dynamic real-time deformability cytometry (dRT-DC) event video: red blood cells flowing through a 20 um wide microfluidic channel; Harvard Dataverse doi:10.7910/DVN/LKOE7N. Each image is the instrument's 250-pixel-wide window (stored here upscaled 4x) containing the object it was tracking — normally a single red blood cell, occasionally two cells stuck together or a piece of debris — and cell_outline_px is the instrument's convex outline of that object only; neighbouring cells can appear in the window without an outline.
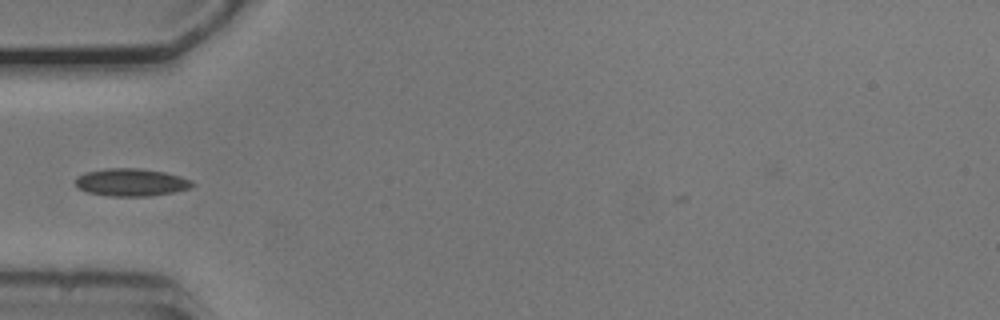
{"species": "common noctule bat (a hibernating species)", "species_latin": "Nyctalus noctula", "temperature_condition": "cold", "stored_images_in_passage": 32, "camera_frame_rate_fps": 3000, "um_per_image_px": 0.085, "animal": {"sex": "male", "body_mass_g": 20.5, "forearm_length_mm": 52.5}, "frame": {"image": 1, "passage_image": 1, "time_ms": 0.0, "image_size_px": [1000, 320], "cell_outline_px": [[196, 184], [192, 188], [172, 192], [148, 196], [112, 196], [88, 192], [76, 188], [76, 176], [84, 172], [104, 168], [140, 168], [164, 172], [180, 176], [192, 180]], "centroid_in_image_um": [11.15, 15.49], "position_along_channel_um": 73.9, "area_um2": 18.96}}
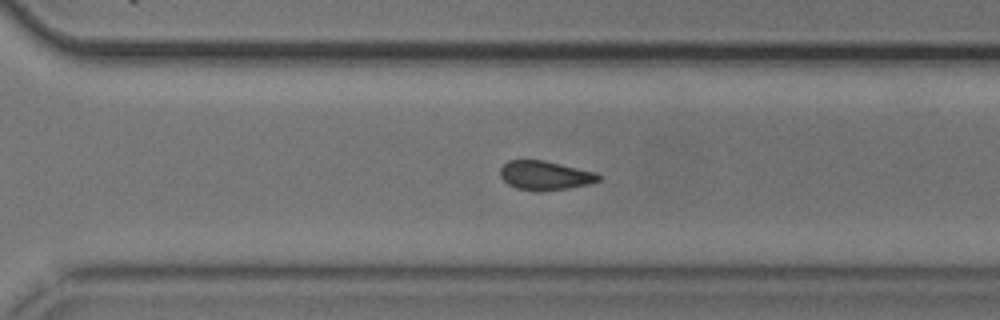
{"frame": {"image": 2, "passage_image": 21, "time_ms": 6.667, "image_size_px": [1000, 320], "cell_outline_px": [[600, 180], [588, 184], [568, 188], [516, 188], [508, 184], [500, 176], [500, 168], [508, 160], [544, 160], [596, 172], [600, 176]], "centroid_in_image_um": [46.33, 14.86], "position_along_channel_um": 324.3, "area_um2": 15.95}}
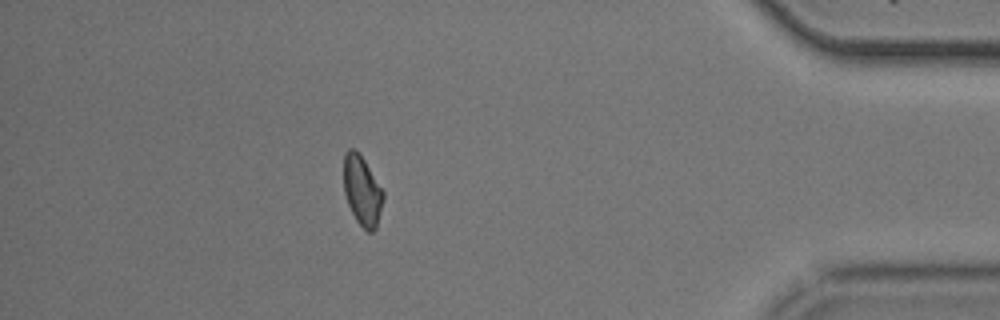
{"frame": {"image": 3, "passage_image": 31, "time_ms": 10.0, "image_size_px": [1000, 320], "cell_outline_px": [[384, 196], [376, 228], [372, 232], [368, 232], [356, 220], [348, 204], [344, 192], [344, 152], [348, 148], [356, 148], [364, 160], [384, 192]], "centroid_in_image_um": [30.77, 16.18], "position_along_channel_um": 404.4, "area_um2": 15.95}}